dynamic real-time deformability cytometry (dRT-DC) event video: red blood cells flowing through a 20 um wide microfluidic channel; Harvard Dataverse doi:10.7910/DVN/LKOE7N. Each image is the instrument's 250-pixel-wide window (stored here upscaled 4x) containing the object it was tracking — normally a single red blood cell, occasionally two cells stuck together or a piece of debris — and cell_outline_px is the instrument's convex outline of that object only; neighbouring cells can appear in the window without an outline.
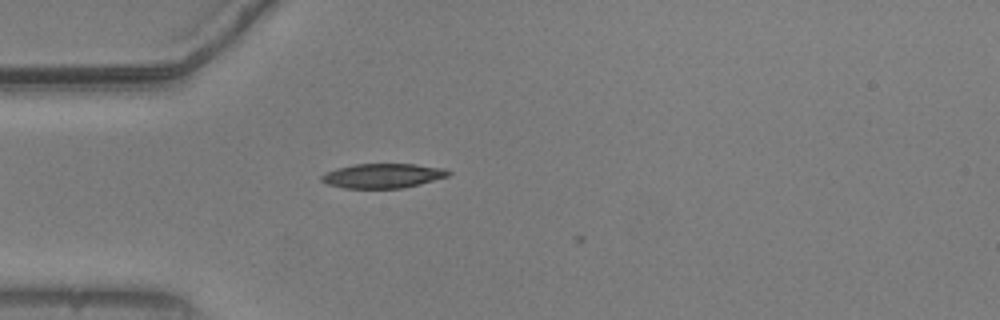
{"species": "common noctule bat (a hibernating species)", "species_latin": "Nyctalus noctula", "temperature_condition": "warm", "stored_images_in_passage": 2, "camera_frame_rate_fps": 3000, "um_per_image_px": 0.085, "animal": {"sex": "male", "body_mass_g": 20.5, "forearm_length_mm": 52.5}, "frame": {"image": 1, "passage_image": 1, "time_ms": 0.0, "image_size_px": [1000, 320], "cell_outline_px": [[452, 172], [448, 176], [420, 184], [404, 188], [344, 188], [328, 184], [320, 180], [320, 176], [336, 168], [356, 164], [416, 164], [444, 168]], "centroid_in_image_um": [32.56, 14.94], "position_along_channel_um": 52.4, "area_um2": 18.09}}